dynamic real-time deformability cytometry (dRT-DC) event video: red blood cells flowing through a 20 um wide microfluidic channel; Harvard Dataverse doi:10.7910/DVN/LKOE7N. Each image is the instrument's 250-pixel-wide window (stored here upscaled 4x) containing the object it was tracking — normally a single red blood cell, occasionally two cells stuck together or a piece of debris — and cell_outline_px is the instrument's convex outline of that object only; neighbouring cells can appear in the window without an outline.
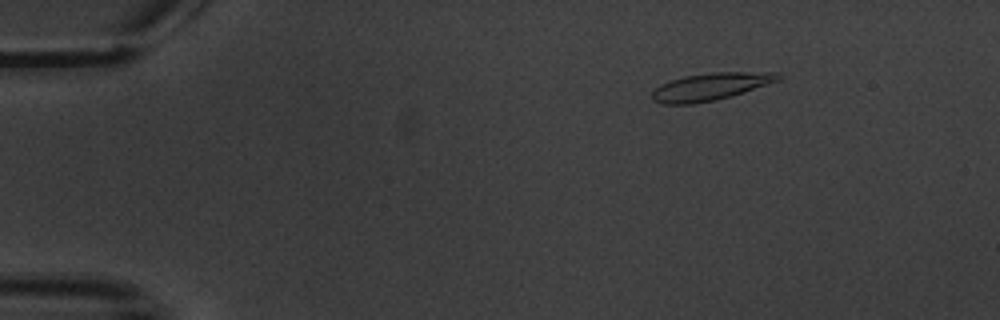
{"species": "common noctule bat (a hibernating species)", "species_latin": "Nyctalus noctula", "temperature_condition": "warm", "stored_images_in_passage": 9, "camera_frame_rate_fps": 3000, "um_per_image_px": 0.085, "animal": {"sex": "male", "body_mass_g": 20.1, "forearm_length_mm": 53.5}, "frame": {"image": 1, "passage_image": 3, "time_ms": 2.333, "image_size_px": [1000, 320], "cell_outline_px": [[784, 76], [780, 80], [732, 96], [716, 100], [692, 104], [660, 104], [652, 100], [652, 92], [660, 84], [684, 76], [712, 72], [780, 72]], "centroid_in_image_um": [60.42, 7.36], "position_along_channel_um": 24.6, "area_um2": 20.29}}
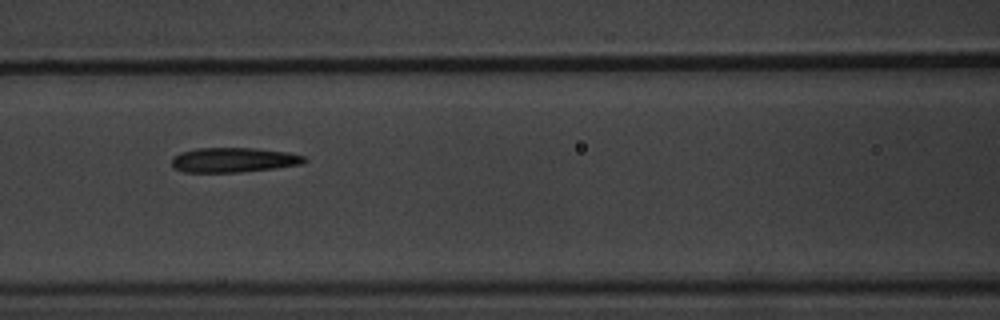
{"frame": {"image": 2, "passage_image": 8, "time_ms": 8.333, "image_size_px": [1000, 320], "cell_outline_px": [[308, 160], [300, 164], [276, 168], [240, 172], [184, 172], [172, 168], [172, 156], [180, 152], [196, 148], [256, 148], [288, 152], [304, 156]], "centroid_in_image_um": [19.82, 13.59], "position_along_channel_um": 146.8, "area_um2": 19.25}}
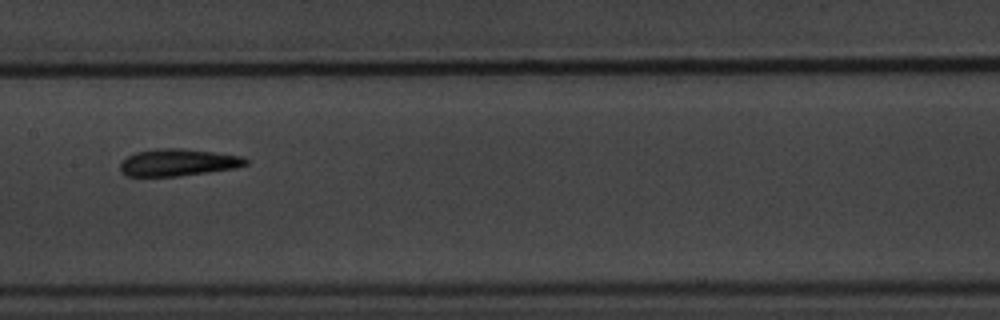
{"frame": {"image": 3, "passage_image": 9, "time_ms": 9.667, "image_size_px": [1000, 320], "cell_outline_px": [[248, 164], [236, 168], [180, 176], [128, 176], [120, 172], [120, 164], [128, 156], [136, 152], [156, 148], [180, 148], [212, 152], [240, 156], [248, 160]], "centroid_in_image_um": [15.12, 13.81], "position_along_channel_um": 192.3, "area_um2": 19.71}}